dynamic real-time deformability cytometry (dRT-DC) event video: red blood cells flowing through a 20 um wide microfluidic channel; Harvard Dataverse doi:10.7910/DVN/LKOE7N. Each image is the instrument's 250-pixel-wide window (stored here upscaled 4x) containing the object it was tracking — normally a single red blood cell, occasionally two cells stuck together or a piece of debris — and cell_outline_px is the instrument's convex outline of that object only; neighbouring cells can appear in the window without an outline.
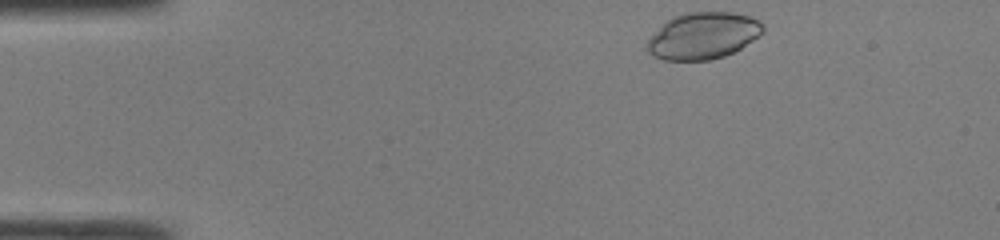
{"species": "common noctule bat (a hibernating species)", "species_latin": "Nyctalus noctula", "temperature_condition": "room temperature", "stored_images_in_passage": 41, "camera_frame_rate_fps": 3000, "um_per_image_px": 0.085, "animal": {"sex": "male", "body_mass_g": 19.0, "forearm_length_mm": 50.8}, "frame": {"image": 1, "passage_image": 1, "time_ms": 0.0, "image_size_px": [1000, 240], "cell_outline_px": [[764, 32], [740, 48], [724, 56], [708, 60], [664, 60], [652, 56], [648, 52], [648, 40], [672, 16], [688, 12], [732, 12], [748, 16], [764, 24]], "centroid_in_image_um": [59.77, 3.04], "position_along_channel_um": 25.2, "area_um2": 31.1}}
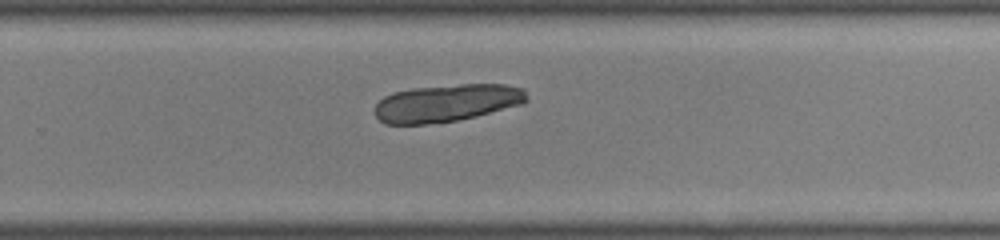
{"frame": {"image": 2, "passage_image": 25, "time_ms": 8.0, "image_size_px": [1000, 240], "cell_outline_px": [[528, 100], [524, 104], [476, 116], [456, 120], [424, 124], [384, 124], [376, 116], [376, 104], [384, 96], [392, 92], [412, 88], [460, 84], [504, 84], [524, 88]], "centroid_in_image_um": [38.0, 8.74], "position_along_channel_um": 291.8, "area_um2": 33.23}}